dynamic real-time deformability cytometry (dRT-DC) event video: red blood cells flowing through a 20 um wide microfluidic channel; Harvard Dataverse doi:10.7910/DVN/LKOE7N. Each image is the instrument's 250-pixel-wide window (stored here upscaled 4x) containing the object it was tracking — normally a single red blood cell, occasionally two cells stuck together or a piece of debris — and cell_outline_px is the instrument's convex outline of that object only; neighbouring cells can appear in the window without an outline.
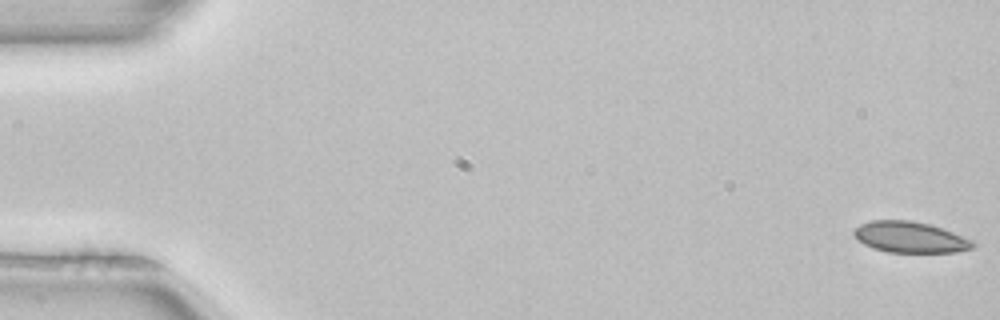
{"species": "common noctule bat (a hibernating species)", "species_latin": "Nyctalus noctula", "temperature_condition": "room temperature", "stored_images_in_passage": 4, "camera_frame_rate_fps": 3000, "um_per_image_px": 0.085, "animal": {"sex": "female", "body_mass_g": 22.7, "forearm_length_mm": 54.2}, "frame": {"image": 1, "passage_image": 1, "time_ms": 0.0, "image_size_px": [1000, 320], "cell_outline_px": [[976, 244], [972, 248], [956, 252], [888, 252], [872, 248], [864, 244], [852, 232], [860, 224], [872, 220], [912, 220], [928, 224], [952, 232], [972, 240]], "centroid_in_image_um": [77.35, 20.16], "position_along_channel_um": 7.7, "area_um2": 21.27}}